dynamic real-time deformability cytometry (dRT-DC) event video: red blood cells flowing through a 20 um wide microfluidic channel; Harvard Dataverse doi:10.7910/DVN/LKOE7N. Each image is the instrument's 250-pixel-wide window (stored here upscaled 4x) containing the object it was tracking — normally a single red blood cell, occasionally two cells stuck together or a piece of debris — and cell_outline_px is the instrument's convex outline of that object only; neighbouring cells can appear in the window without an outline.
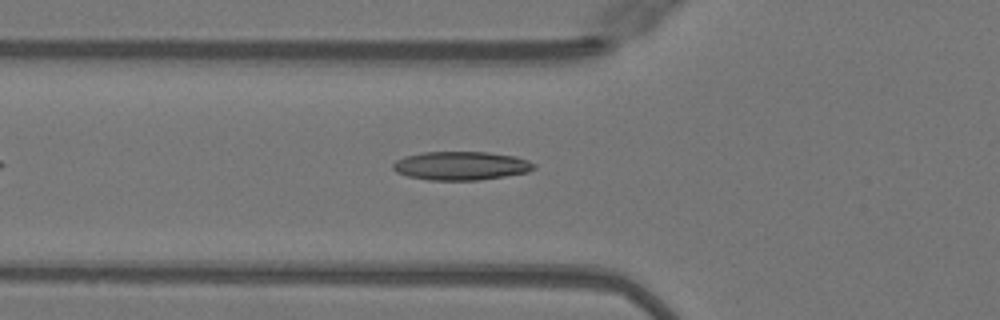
{"species": "Egyptian fruit bat (a non-hibernating species)", "species_latin": "Rousettus aegyptiacus", "temperature_condition": "warm", "stored_images_in_passage": 35, "camera_frame_rate_fps": 3000, "um_per_image_px": 0.085, "animal": {"sex": "female"}, "frame": {"image": 1, "passage_image": 8, "time_ms": 2.333, "image_size_px": [1000, 320], "cell_outline_px": [[536, 168], [528, 172], [480, 180], [428, 180], [408, 176], [396, 172], [392, 168], [392, 164], [396, 160], [404, 156], [424, 152], [488, 152], [516, 156], [528, 160], [536, 164]], "centroid_in_image_um": [39.2, 14.09], "position_along_channel_um": 86.6, "area_um2": 23.64}}
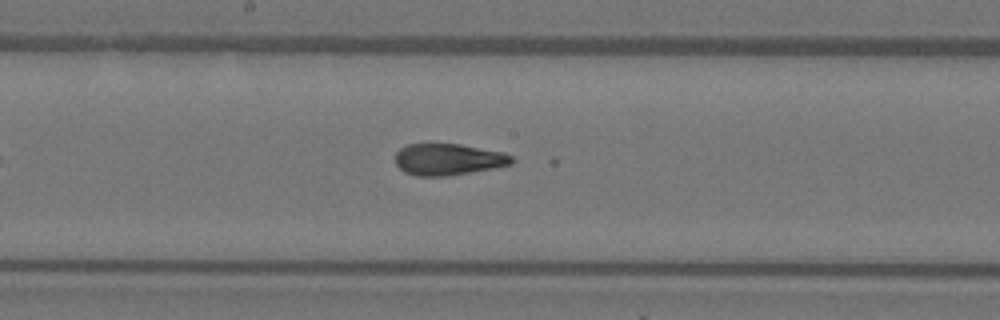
{"frame": {"image": 2, "passage_image": 17, "time_ms": 5.333, "image_size_px": [1000, 320], "cell_outline_px": [[516, 160], [512, 164], [492, 168], [448, 176], [416, 176], [404, 172], [396, 164], [396, 152], [400, 148], [408, 144], [460, 144], [504, 152], [512, 156]], "centroid_in_image_um": [38.11, 13.55], "position_along_channel_um": 210.1, "area_um2": 21.44}}
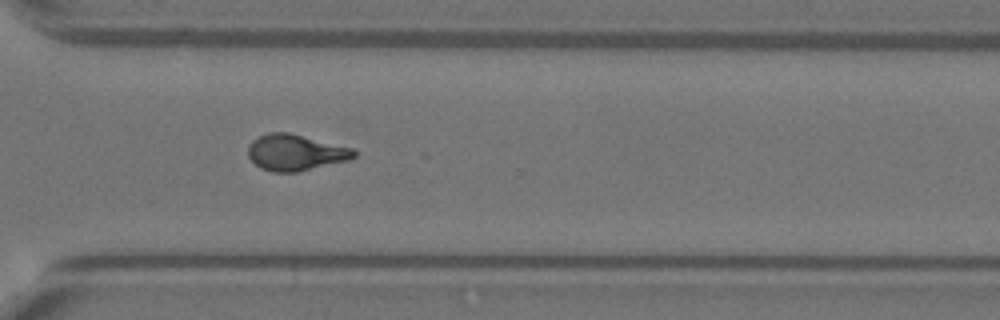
{"frame": {"image": 3, "passage_image": 27, "time_ms": 8.667, "image_size_px": [1000, 320], "cell_outline_px": [[356, 156], [348, 160], [296, 172], [272, 172], [260, 168], [248, 156], [248, 144], [252, 140], [268, 132], [288, 132], [356, 148]], "centroid_in_image_um": [25.13, 12.95], "position_along_channel_um": 345.5, "area_um2": 22.43}}